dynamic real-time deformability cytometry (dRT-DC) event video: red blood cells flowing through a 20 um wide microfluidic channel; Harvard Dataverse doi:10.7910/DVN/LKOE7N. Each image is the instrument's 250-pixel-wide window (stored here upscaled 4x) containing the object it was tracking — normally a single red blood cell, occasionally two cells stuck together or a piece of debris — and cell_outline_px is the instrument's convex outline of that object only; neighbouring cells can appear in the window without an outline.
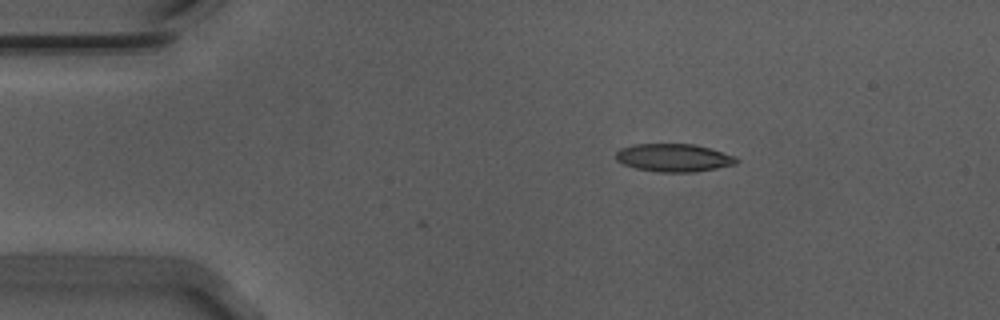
{"species": "Egyptian fruit bat (a non-hibernating species)", "species_latin": "Rousettus aegyptiacus", "temperature_condition": "warm", "stored_images_in_passage": 2, "camera_frame_rate_fps": 3000, "um_per_image_px": 0.085, "animal": {"sex": "male"}, "frame": {"image": 1, "passage_image": 2, "time_ms": 0.333, "image_size_px": [1000, 320], "cell_outline_px": [[740, 160], [736, 164], [716, 168], [692, 172], [656, 172], [636, 168], [624, 164], [616, 160], [616, 152], [620, 148], [632, 144], [692, 144], [712, 148], [736, 156]], "centroid_in_image_um": [57.29, 13.4], "position_along_channel_um": 27.7, "area_um2": 19.77}}